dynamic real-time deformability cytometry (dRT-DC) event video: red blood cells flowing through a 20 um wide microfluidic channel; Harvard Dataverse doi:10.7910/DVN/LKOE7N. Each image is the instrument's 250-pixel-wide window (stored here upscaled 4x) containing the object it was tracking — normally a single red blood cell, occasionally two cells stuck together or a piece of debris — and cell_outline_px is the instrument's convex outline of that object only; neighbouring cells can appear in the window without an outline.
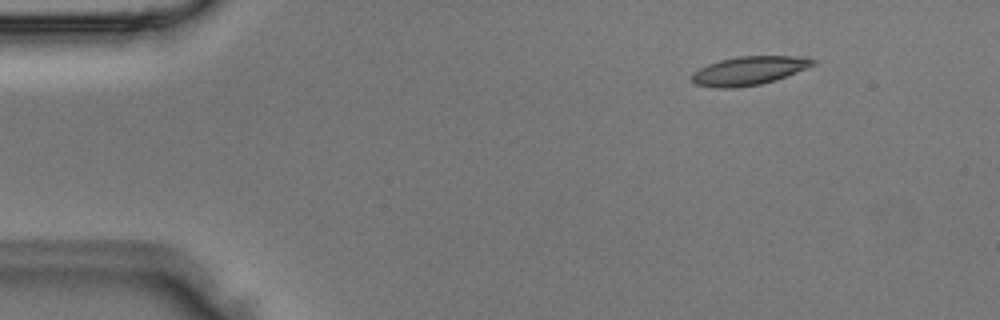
{"species": "Egyptian fruit bat (a non-hibernating species)", "species_latin": "Rousettus aegyptiacus", "temperature_condition": "room temperature", "stored_images_in_passage": 3, "camera_frame_rate_fps": 3000, "um_per_image_px": 0.085, "animal": {"sex": "male"}, "frame": {"image": 1, "passage_image": 1, "time_ms": 0.0, "image_size_px": [1000, 320], "cell_outline_px": [[816, 64], [808, 68], [776, 80], [760, 84], [736, 88], [716, 88], [696, 84], [692, 80], [692, 72], [708, 64], [720, 60], [740, 56], [808, 56], [816, 60]], "centroid_in_image_um": [63.71, 6.0], "position_along_channel_um": 21.3, "area_um2": 20.35}}